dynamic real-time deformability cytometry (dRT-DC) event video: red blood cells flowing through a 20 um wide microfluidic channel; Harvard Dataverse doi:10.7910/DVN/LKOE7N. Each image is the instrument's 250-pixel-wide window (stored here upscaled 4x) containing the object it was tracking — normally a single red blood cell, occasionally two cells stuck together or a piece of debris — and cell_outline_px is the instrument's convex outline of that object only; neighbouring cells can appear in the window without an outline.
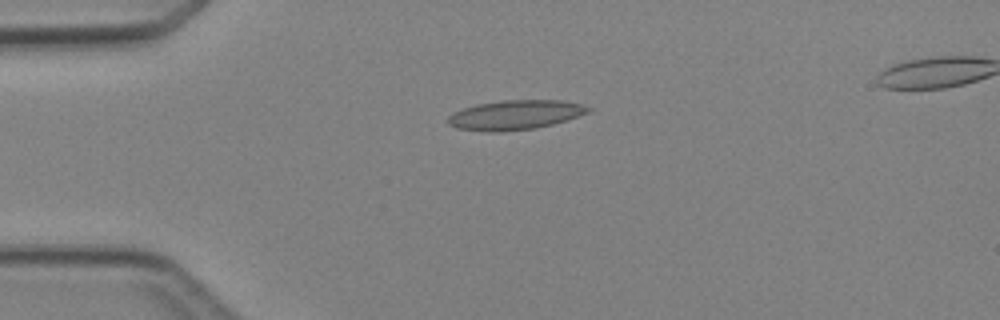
{"species": "Egyptian fruit bat (a non-hibernating species)", "species_latin": "Rousettus aegyptiacus", "temperature_condition": "cold", "stored_images_in_passage": 2, "camera_frame_rate_fps": 3000, "um_per_image_px": 0.085, "animal": {"sex": "female"}, "frame": {"image": 1, "passage_image": 2, "time_ms": 1.333, "image_size_px": [1000, 320], "cell_outline_px": [[592, 108], [588, 112], [568, 120], [536, 128], [500, 132], [488, 132], [456, 128], [448, 124], [448, 116], [452, 112], [476, 104], [500, 100], [560, 100], [580, 104]], "centroid_in_image_um": [43.75, 9.77], "position_along_channel_um": 41.2, "area_um2": 24.22}}